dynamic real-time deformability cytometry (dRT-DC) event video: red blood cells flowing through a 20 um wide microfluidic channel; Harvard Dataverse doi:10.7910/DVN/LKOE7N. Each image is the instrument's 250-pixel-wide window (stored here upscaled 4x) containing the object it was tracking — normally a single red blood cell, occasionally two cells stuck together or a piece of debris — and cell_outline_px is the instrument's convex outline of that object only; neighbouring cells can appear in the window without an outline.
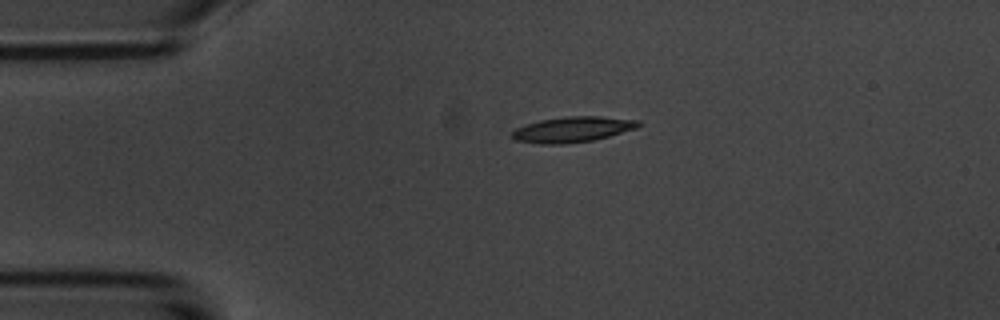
{"species": "common noctule bat (a hibernating species)", "species_latin": "Nyctalus noctula", "temperature_condition": "room temperature", "stored_images_in_passage": 2, "camera_frame_rate_fps": 3000, "um_per_image_px": 0.085, "animal": {"sex": "male", "body_mass_g": 20.1, "forearm_length_mm": 53.5}, "frame": {"image": 1, "passage_image": 1, "time_ms": 0.0, "image_size_px": [1000, 320], "cell_outline_px": [[644, 124], [636, 128], [608, 136], [592, 140], [564, 144], [540, 144], [516, 140], [508, 136], [508, 132], [516, 128], [540, 120], [568, 116], [600, 116], [640, 120]], "centroid_in_image_um": [48.64, 11.0], "position_along_channel_um": 36.4, "area_um2": 18.9}}